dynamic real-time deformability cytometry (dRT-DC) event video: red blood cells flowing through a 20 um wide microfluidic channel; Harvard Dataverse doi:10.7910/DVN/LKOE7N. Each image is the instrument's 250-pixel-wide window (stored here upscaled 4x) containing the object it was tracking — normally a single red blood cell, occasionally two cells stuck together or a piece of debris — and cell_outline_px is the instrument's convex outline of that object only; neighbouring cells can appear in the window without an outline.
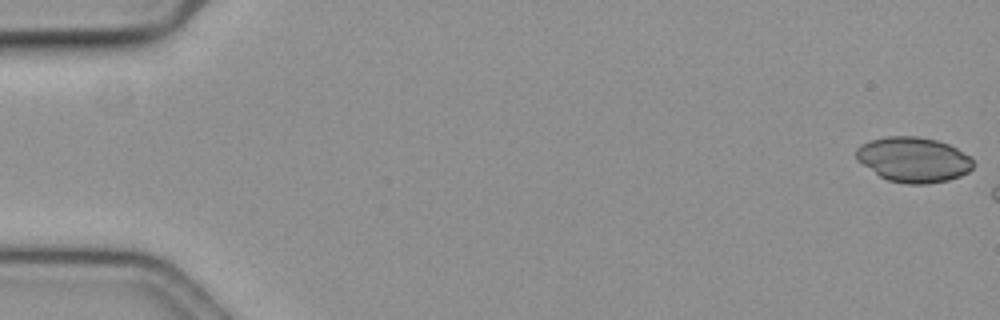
{"species": "common noctule bat (a hibernating species)", "species_latin": "Nyctalus noctula", "temperature_condition": "cold", "stored_images_in_passage": 8, "camera_frame_rate_fps": 3000, "um_per_image_px": 0.085, "animal": {"sex": "female", "body_mass_g": 19.3, "forearm_length_mm": 54.1}, "frame": {"image": 1, "passage_image": 1, "time_ms": 0.0, "image_size_px": [1000, 320], "cell_outline_px": [[972, 168], [968, 172], [960, 176], [948, 180], [924, 184], [908, 184], [888, 180], [880, 176], [856, 160], [856, 148], [860, 144], [868, 140], [884, 136], [920, 136], [936, 140], [948, 144], [956, 148], [968, 156], [972, 160]], "centroid_in_image_um": [77.6, 13.55], "position_along_channel_um": 7.4, "area_um2": 30.75}}